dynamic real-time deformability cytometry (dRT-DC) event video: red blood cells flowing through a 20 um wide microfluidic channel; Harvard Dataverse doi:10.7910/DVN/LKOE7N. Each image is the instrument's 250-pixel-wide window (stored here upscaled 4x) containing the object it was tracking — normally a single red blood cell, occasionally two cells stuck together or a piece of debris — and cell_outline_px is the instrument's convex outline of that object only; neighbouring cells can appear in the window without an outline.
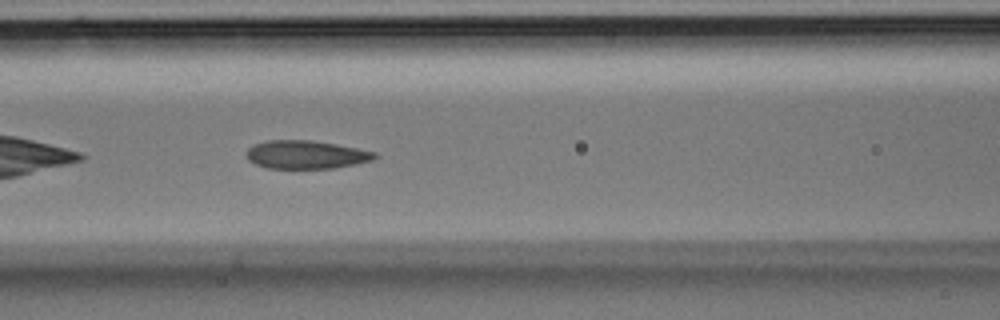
{"species": "Egyptian fruit bat (a non-hibernating species)", "species_latin": "Rousettus aegyptiacus", "temperature_condition": "room temperature", "stored_images_in_passage": 33, "camera_frame_rate_fps": 3000, "um_per_image_px": 0.085, "animal": {"sex": "male"}, "frame": {"image": 1, "passage_image": 14, "time_ms": 4.333, "image_size_px": [1000, 320], "cell_outline_px": [[380, 156], [372, 160], [356, 164], [332, 168], [268, 168], [256, 164], [248, 160], [248, 148], [256, 144], [268, 140], [308, 140], [336, 144], [376, 152]], "centroid_in_image_um": [26.05, 13.14], "position_along_channel_um": 140.5, "area_um2": 20.92}}
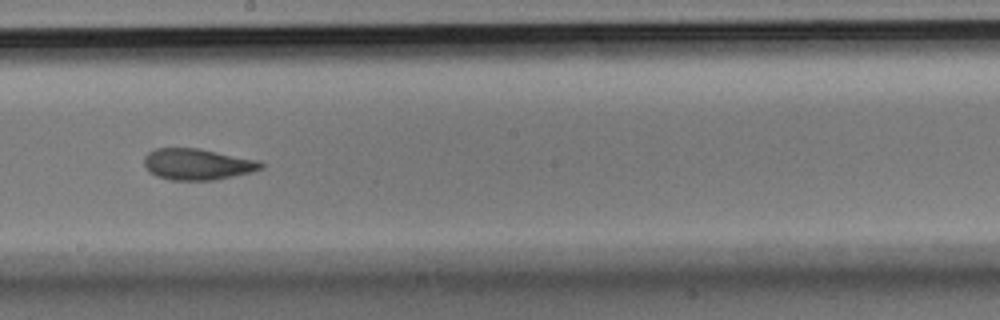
{"frame": {"image": 2, "passage_image": 19, "time_ms": 6.0, "image_size_px": [1000, 320], "cell_outline_px": [[264, 168], [252, 172], [212, 180], [172, 180], [156, 176], [144, 164], [144, 156], [148, 152], [156, 148], [200, 148], [260, 160], [264, 164]], "centroid_in_image_um": [16.82, 13.95], "position_along_channel_um": 231.4, "area_um2": 21.33}}
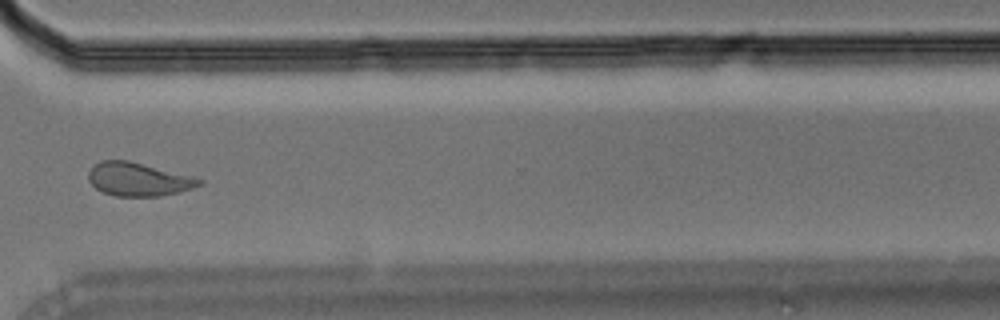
{"frame": {"image": 3, "passage_image": 26, "time_ms": 8.333, "image_size_px": [1000, 320], "cell_outline_px": [[204, 184], [180, 192], [160, 196], [116, 196], [100, 192], [88, 180], [88, 172], [92, 164], [100, 160], [128, 160], [192, 176], [204, 180]], "centroid_in_image_um": [11.74, 15.24], "position_along_channel_um": 358.9, "area_um2": 21.79}}